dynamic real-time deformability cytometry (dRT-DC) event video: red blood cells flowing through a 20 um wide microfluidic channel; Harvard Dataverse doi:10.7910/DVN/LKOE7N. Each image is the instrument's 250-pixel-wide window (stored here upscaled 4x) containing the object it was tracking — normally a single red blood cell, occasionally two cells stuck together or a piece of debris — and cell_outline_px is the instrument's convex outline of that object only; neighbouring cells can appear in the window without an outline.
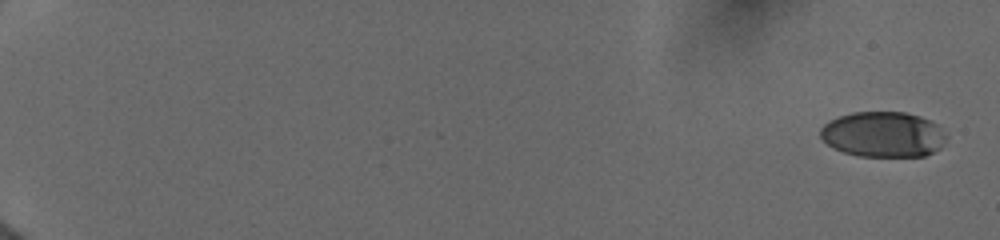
{"species": "human", "species_latin": "Homo sapiens", "temperature_condition": "cold", "stored_images_in_passage": 38, "camera_frame_rate_fps": 3000, "um_per_image_px": 0.085, "donor": {"sex": "female"}, "frame": {"image": 1, "passage_image": 1, "time_ms": 0.0, "image_size_px": [1000, 240], "cell_outline_px": [[948, 136], [940, 148], [924, 156], [860, 156], [844, 152], [832, 148], [820, 136], [820, 128], [824, 124], [840, 116], [852, 112], [904, 112], [920, 116], [932, 120]], "centroid_in_image_um": [75.08, 11.42], "position_along_channel_um": 9.9, "area_um2": 33.35}}
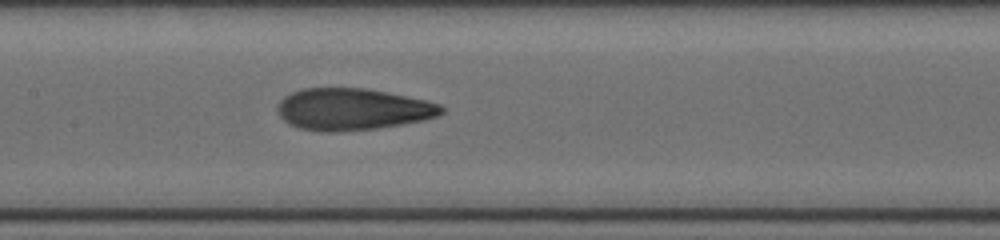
{"frame": {"image": 2, "passage_image": 21, "time_ms": 9.667, "image_size_px": [1000, 240], "cell_outline_px": [[444, 112], [436, 116], [424, 120], [404, 124], [376, 128], [336, 132], [320, 132], [300, 128], [288, 124], [280, 116], [276, 108], [280, 100], [284, 96], [292, 92], [304, 88], [364, 88], [388, 92], [424, 100], [440, 104], [444, 108]], "centroid_in_image_um": [29.94, 9.29], "position_along_channel_um": 177.5, "area_um2": 40.0}}
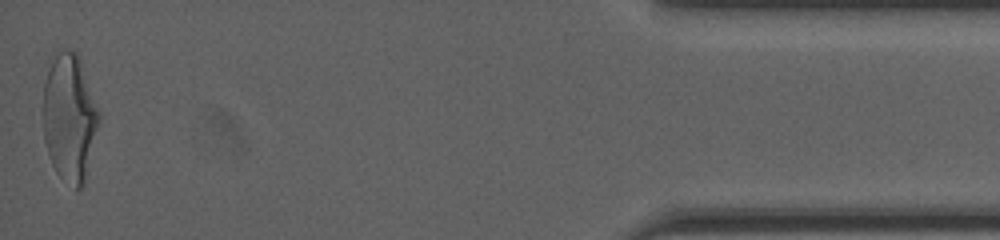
{"frame": {"image": 3, "passage_image": 38, "time_ms": 17.667, "image_size_px": [1000, 240], "cell_outline_px": [[100, 120], [84, 184], [80, 188], [76, 188], [60, 176], [56, 172], [52, 164], [44, 140], [44, 84], [52, 60], [60, 52], [76, 52], [80, 56], [100, 112]], "centroid_in_image_um": [5.94, 10.01], "position_along_channel_um": 429.3, "area_um2": 40.98}, "authors_computed_cell_mechanics": {"area_um2": 38.6393, "velocity_mm_per_s": 3.9989, "shape_relaxation_time_tau1_ms": 7.3939, "shape_relaxation_time_tau2_ms": 1.0873, "deformation_change_tau1": 0.2337, "deformation_change_tau2": 0.0733}}